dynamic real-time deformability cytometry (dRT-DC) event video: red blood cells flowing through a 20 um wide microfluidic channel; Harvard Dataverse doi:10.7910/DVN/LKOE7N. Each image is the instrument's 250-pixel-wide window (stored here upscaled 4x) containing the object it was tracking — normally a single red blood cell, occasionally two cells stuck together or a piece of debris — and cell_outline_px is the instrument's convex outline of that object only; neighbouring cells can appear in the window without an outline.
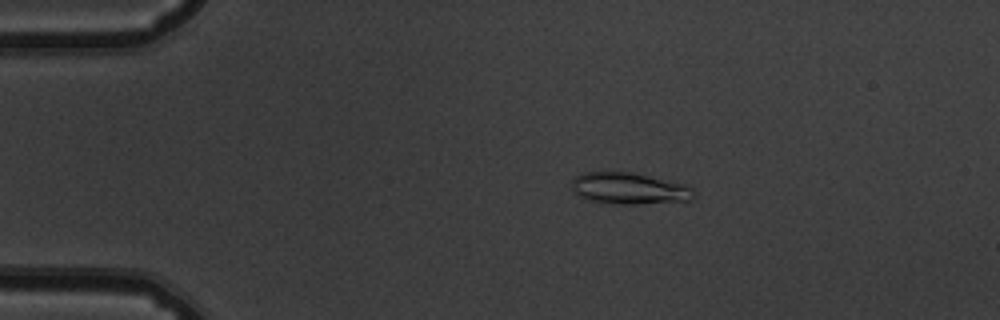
{"species": "common noctule bat (a hibernating species)", "species_latin": "Nyctalus noctula", "temperature_condition": "warm", "stored_images_in_passage": 54, "camera_frame_rate_fps": 3000, "um_per_image_px": 0.085, "animal": {"sex": "male", "body_mass_g": 19.5, "forearm_length_mm": 54.6}, "frame": {"image": 1, "passage_image": 11, "time_ms": 3.333, "image_size_px": [1000, 320], "cell_outline_px": [[696, 192], [692, 200], [636, 204], [596, 204], [584, 200], [572, 192], [572, 180], [576, 176], [584, 172], [632, 172], [684, 184], [692, 188]], "centroid_in_image_um": [53.41, 16.04], "position_along_channel_um": 31.6, "area_um2": 22.89}}
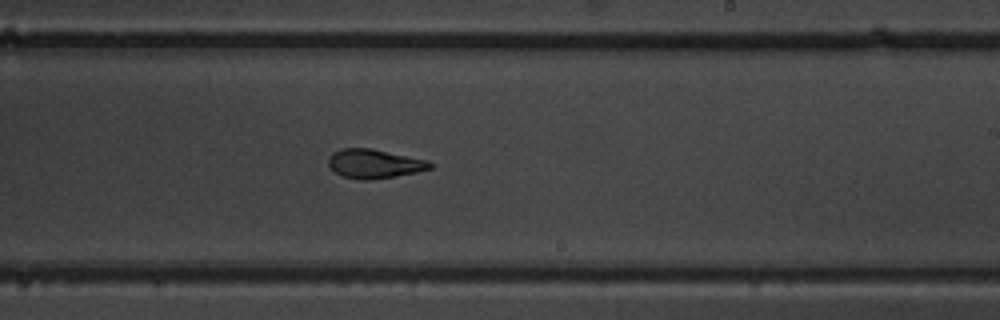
{"frame": {"image": 2, "passage_image": 33, "time_ms": 10.667, "image_size_px": [1000, 320], "cell_outline_px": [[432, 168], [416, 172], [396, 176], [372, 180], [360, 180], [340, 176], [328, 164], [328, 156], [332, 152], [340, 148], [372, 148], [428, 160], [432, 164]], "centroid_in_image_um": [31.79, 13.91], "position_along_channel_um": 257.2, "area_um2": 17.4}}
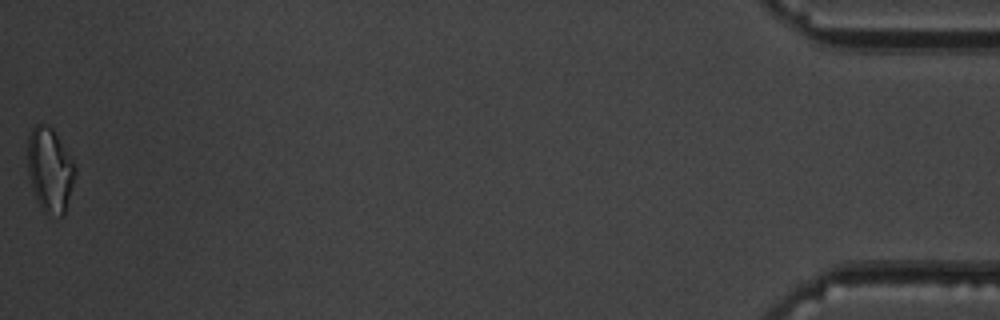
{"frame": {"image": 3, "passage_image": 54, "time_ms": 17.667, "image_size_px": [1000, 320], "cell_outline_px": [[76, 176], [64, 216], [60, 216], [44, 212], [36, 200], [32, 188], [28, 172], [28, 136], [32, 128], [36, 124], [48, 124], [52, 128], [72, 160], [76, 168]], "centroid_in_image_um": [4.25, 14.46], "position_along_channel_um": 431.0, "area_um2": 23.29}, "authors_computed_cell_mechanics": {"area_um2": 18.1203, "velocity_mm_per_s": 3.8161, "shape_relaxation_time_tau1_ms": 7.3985, "shape_relaxation_time_tau2_ms": 3.3669, "deformation_change_tau1": 0.1991, "deformation_change_tau2": 0.1049}}